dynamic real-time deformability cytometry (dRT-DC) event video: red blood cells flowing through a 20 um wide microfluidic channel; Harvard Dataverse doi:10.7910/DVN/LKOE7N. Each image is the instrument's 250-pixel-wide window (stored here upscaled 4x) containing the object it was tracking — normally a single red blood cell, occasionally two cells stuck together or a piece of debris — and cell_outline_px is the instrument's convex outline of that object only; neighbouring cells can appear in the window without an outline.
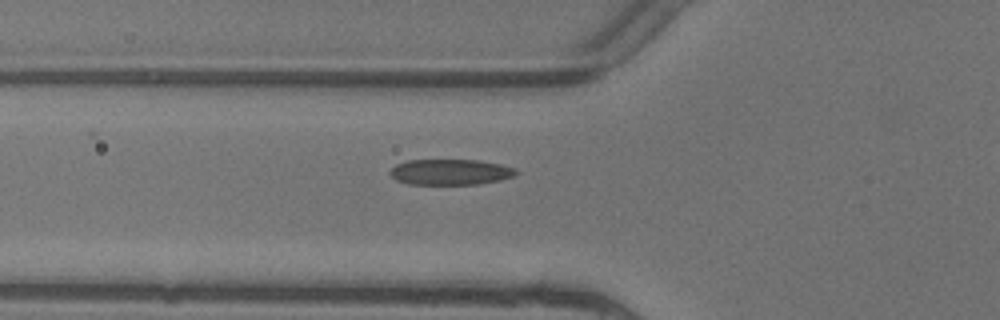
{"species": "common noctule bat (a hibernating species)", "species_latin": "Nyctalus noctula", "temperature_condition": "warm", "stored_images_in_passage": 7, "segment_of_instrument_passage": [1, 2], "camera_frame_rate_fps": 3000, "um_per_image_px": 0.085, "animal": {"sex": "female"}, "frame": {"image": 1, "passage_image": 6, "time_ms": 1.667, "image_size_px": [1000, 320], "cell_outline_px": [[520, 172], [516, 176], [500, 180], [480, 184], [408, 184], [396, 180], [388, 172], [396, 164], [408, 160], [480, 160], [500, 164], [516, 168]], "centroid_in_image_um": [38.33, 14.62], "position_along_channel_um": 87.5, "area_um2": 19.07}}